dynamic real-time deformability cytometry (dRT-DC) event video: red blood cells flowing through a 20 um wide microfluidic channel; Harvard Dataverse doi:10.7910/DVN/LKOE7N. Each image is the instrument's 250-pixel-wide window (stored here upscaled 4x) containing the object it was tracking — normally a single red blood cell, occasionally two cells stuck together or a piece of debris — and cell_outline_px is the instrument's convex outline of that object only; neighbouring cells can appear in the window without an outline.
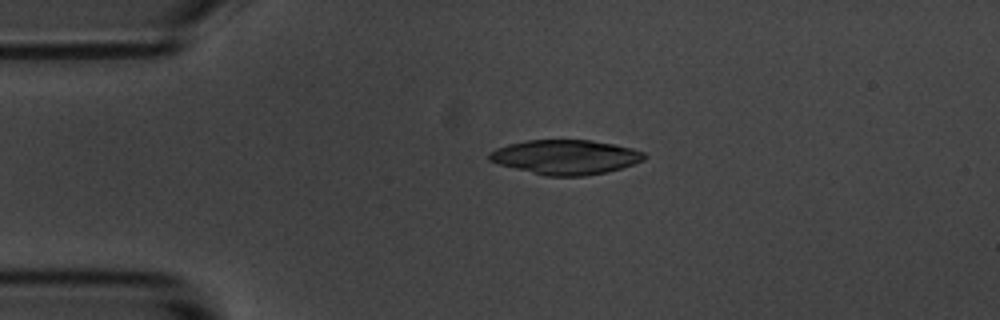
{"species": "common noctule bat (a hibernating species)", "species_latin": "Nyctalus noctula", "temperature_condition": "room temperature", "stored_images_in_passage": 2, "camera_frame_rate_fps": 3000, "um_per_image_px": 0.085, "animal": {"sex": "male", "body_mass_g": 20.1, "forearm_length_mm": 53.5}, "frame": {"image": 1, "passage_image": 1, "time_ms": 0.0, "image_size_px": [1000, 320], "cell_outline_px": [[648, 156], [644, 160], [620, 168], [604, 172], [584, 176], [544, 176], [500, 164], [488, 160], [488, 152], [496, 148], [508, 144], [528, 140], [592, 140], [616, 144], [632, 148], [644, 152]], "centroid_in_image_um": [48.07, 13.34], "position_along_channel_um": 36.9, "area_um2": 31.21}}